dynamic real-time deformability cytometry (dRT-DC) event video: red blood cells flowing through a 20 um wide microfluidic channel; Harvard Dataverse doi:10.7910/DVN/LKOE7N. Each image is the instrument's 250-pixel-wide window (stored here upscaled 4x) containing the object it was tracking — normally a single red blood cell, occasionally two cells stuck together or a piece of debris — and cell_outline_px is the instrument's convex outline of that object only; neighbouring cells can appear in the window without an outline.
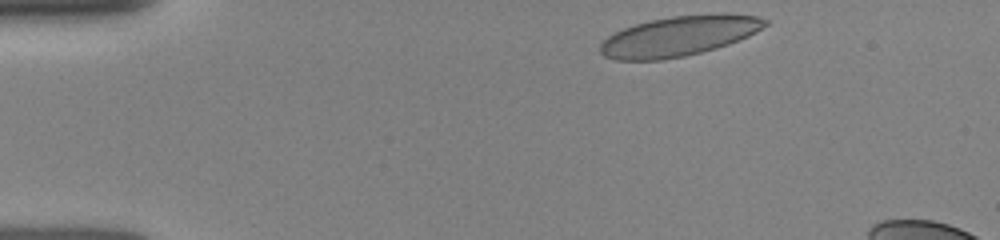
{"species": "human", "species_latin": "Homo sapiens", "temperature_condition": "room temperature", "stored_images_in_passage": 15, "camera_frame_rate_fps": 3000, "um_per_image_px": 0.085, "donor": {"sex": "female"}, "frame": {"image": 1, "passage_image": 1, "time_ms": 0.0, "image_size_px": [1000, 240], "cell_outline_px": [[768, 24], [756, 32], [748, 36], [728, 44], [716, 48], [684, 56], [660, 60], [616, 60], [604, 56], [600, 52], [600, 44], [608, 36], [624, 28], [636, 24], [652, 20], [672, 16], [720, 12], [728, 12], [756, 16], [768, 20]], "centroid_in_image_um": [57.75, 3.05], "position_along_channel_um": 27.2, "area_um2": 38.55}}
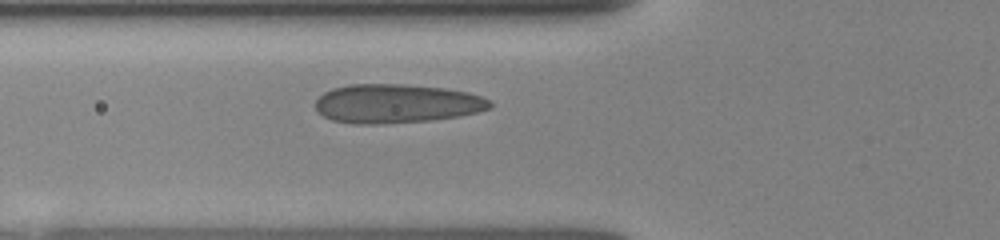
{"frame": {"image": 2, "passage_image": 13, "time_ms": 3.333, "image_size_px": [1000, 240], "cell_outline_px": [[492, 108], [460, 116], [428, 120], [376, 124], [352, 124], [332, 120], [324, 116], [316, 108], [316, 100], [324, 92], [332, 88], [348, 84], [408, 84], [444, 88], [468, 92], [480, 96], [488, 100], [492, 104]], "centroid_in_image_um": [33.69, 8.8], "position_along_channel_um": 92.1, "area_um2": 39.59}}